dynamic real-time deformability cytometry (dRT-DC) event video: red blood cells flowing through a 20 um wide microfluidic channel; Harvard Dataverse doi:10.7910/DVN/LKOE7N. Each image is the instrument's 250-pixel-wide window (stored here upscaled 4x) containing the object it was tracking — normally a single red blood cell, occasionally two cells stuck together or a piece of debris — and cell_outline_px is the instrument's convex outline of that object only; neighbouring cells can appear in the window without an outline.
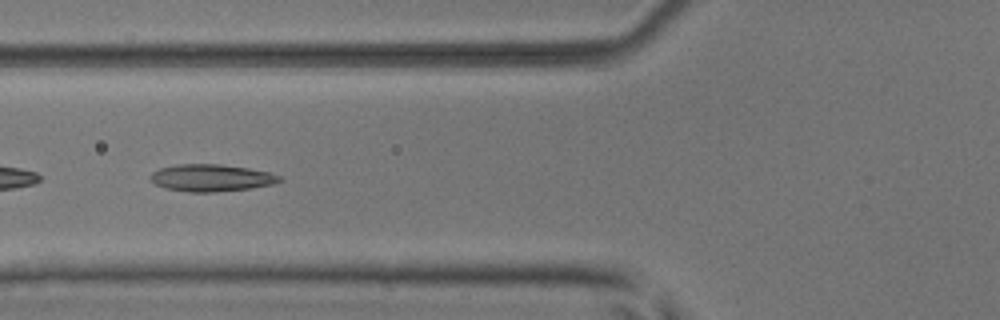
{"species": "common noctule bat (a hibernating species)", "species_latin": "Nyctalus noctula", "temperature_condition": "room temperature", "stored_images_in_passage": 37, "camera_frame_rate_fps": 3000, "um_per_image_px": 0.085, "animal": {"sex": "male", "body_mass_g": 17.9, "forearm_length_mm": 54.2}, "frame": {"image": 1, "passage_image": 9, "time_ms": 2.667, "image_size_px": [1000, 320], "cell_outline_px": [[284, 180], [276, 184], [248, 188], [212, 192], [188, 192], [164, 188], [156, 184], [148, 176], [152, 172], [160, 168], [176, 164], [220, 164], [248, 168], [268, 172], [280, 176]], "centroid_in_image_um": [17.95, 15.11], "position_along_channel_um": 107.8, "area_um2": 20.4}}
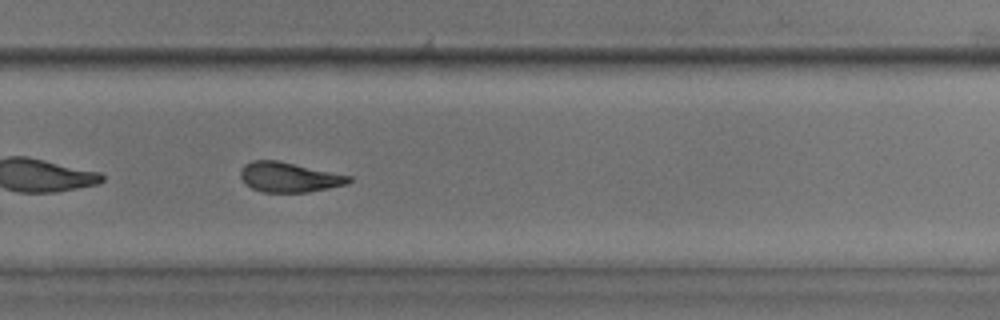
{"frame": {"image": 2, "passage_image": 24, "time_ms": 7.667, "image_size_px": [1000, 320], "cell_outline_px": [[352, 180], [348, 184], [308, 192], [260, 192], [244, 184], [240, 176], [240, 168], [244, 164], [252, 160], [280, 160], [352, 176]], "centroid_in_image_um": [24.55, 15.05], "position_along_channel_um": 305.3, "area_um2": 19.19}, "authors_computed_cell_mechanics": {"area_um2": 19.0162, "velocity_mm_per_s": 3.952, "shape_relaxation_time_tau1_ms": 6.6803, "shape_relaxation_time_tau2_ms": 2.7688, "deformation_change_tau1": 0.1452, "deformation_change_tau2": 0.0945}}